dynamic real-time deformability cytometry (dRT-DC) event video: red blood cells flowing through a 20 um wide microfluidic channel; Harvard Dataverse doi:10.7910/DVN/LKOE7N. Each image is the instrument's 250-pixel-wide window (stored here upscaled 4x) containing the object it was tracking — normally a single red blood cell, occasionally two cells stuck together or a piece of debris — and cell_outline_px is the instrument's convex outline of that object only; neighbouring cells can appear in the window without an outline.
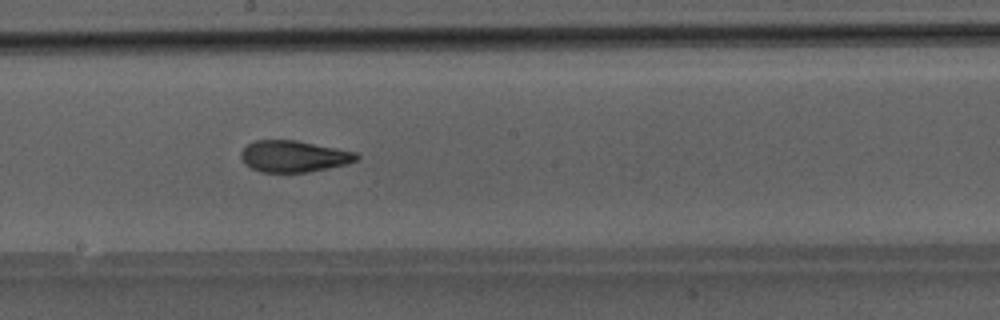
{"species": "Egyptian fruit bat (a non-hibernating species)", "species_latin": "Rousettus aegyptiacus", "temperature_condition": "room temperature", "stored_images_in_passage": 36, "camera_frame_rate_fps": 3000, "um_per_image_px": 0.085, "animal": {"sex": "male"}, "frame": {"image": 1, "passage_image": 20, "time_ms": 6.333, "image_size_px": [1000, 320], "cell_outline_px": [[360, 156], [356, 160], [344, 164], [328, 168], [308, 172], [260, 172], [244, 164], [240, 156], [240, 152], [252, 140], [296, 140], [356, 152]], "centroid_in_image_um": [24.92, 13.28], "position_along_channel_um": 223.3, "area_um2": 21.15}}
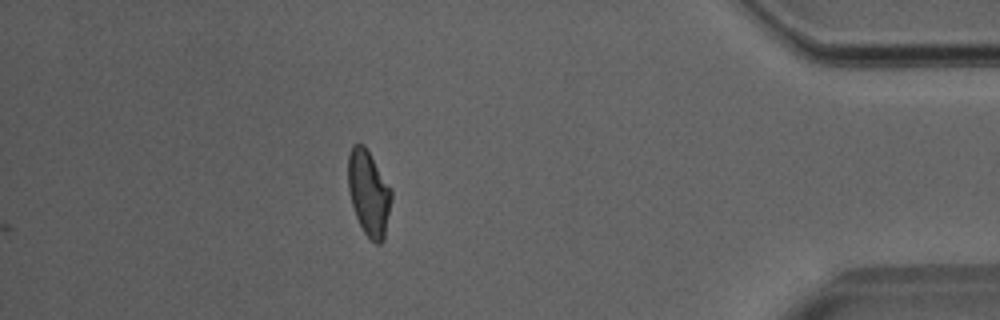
{"frame": {"image": 2, "passage_image": 36, "time_ms": 11.667, "image_size_px": [1000, 320], "cell_outline_px": [[392, 196], [384, 240], [380, 244], [376, 244], [364, 232], [356, 216], [352, 204], [348, 188], [348, 156], [352, 144], [364, 144], [392, 188]], "centroid_in_image_um": [31.35, 16.39], "position_along_channel_um": 403.8, "area_um2": 21.56}}